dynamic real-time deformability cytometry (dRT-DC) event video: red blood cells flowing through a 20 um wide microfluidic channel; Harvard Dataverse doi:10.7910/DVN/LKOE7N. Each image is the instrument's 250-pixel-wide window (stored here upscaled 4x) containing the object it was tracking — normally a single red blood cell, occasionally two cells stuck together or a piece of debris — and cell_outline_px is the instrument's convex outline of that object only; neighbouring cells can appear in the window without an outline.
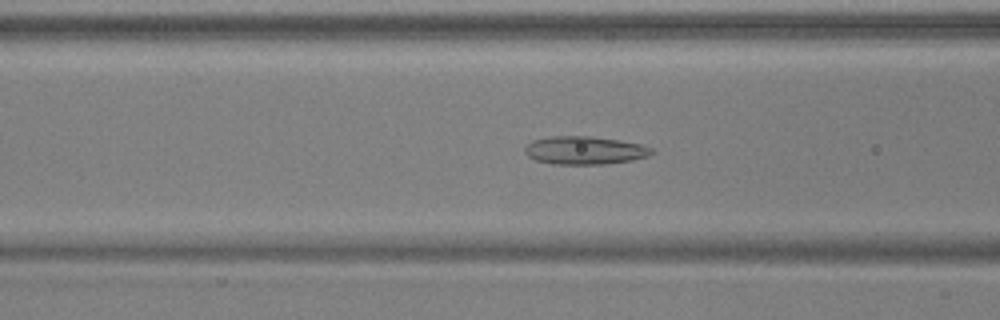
{"species": "common noctule bat (a hibernating species)", "species_latin": "Nyctalus noctula", "temperature_condition": "warm", "stored_images_in_passage": 52, "camera_frame_rate_fps": 3000, "um_per_image_px": 0.085, "animal": {"sex": "male", "body_mass_g": 17.9, "forearm_length_mm": 54.2}, "frame": {"image": 1, "passage_image": 21, "time_ms": 6.667, "image_size_px": [1000, 320], "cell_outline_px": [[656, 152], [648, 156], [632, 160], [604, 164], [552, 164], [536, 160], [528, 156], [524, 152], [524, 148], [532, 140], [552, 136], [588, 136], [620, 140], [640, 144], [652, 148]], "centroid_in_image_um": [49.7, 12.78], "position_along_channel_um": 116.9, "area_um2": 20.81}}
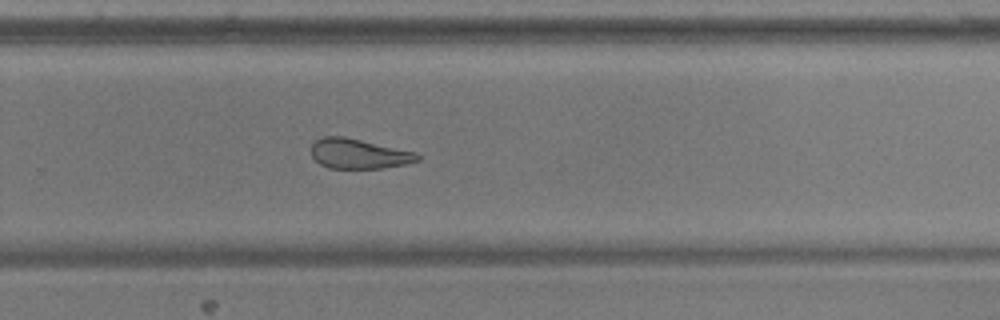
{"frame": {"image": 2, "passage_image": 35, "time_ms": 11.333, "image_size_px": [1000, 320], "cell_outline_px": [[420, 160], [404, 164], [380, 168], [328, 168], [320, 164], [312, 156], [312, 144], [316, 140], [324, 136], [344, 136], [416, 152], [420, 156]], "centroid_in_image_um": [30.48, 13.06], "position_along_channel_um": 299.3, "area_um2": 18.38}}
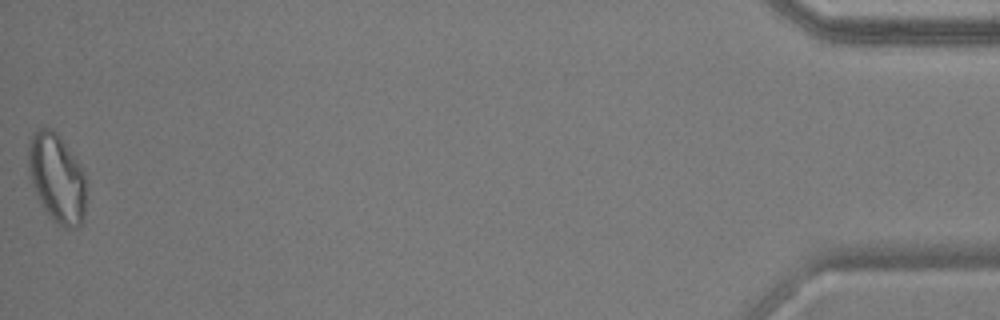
{"frame": {"image": 3, "passage_image": 52, "time_ms": 17.0, "image_size_px": [1000, 320], "cell_outline_px": [[88, 188], [84, 216], [80, 224], [76, 228], [64, 228], [40, 204], [32, 184], [28, 168], [28, 144], [32, 132], [40, 128], [52, 128], [56, 132], [76, 160], [84, 172], [88, 184]], "centroid_in_image_um": [4.85, 15.13], "position_along_channel_um": 430.3, "area_um2": 30.06}, "authors_computed_cell_mechanics": {"area_um2": 22.5998, "velocity_mm_per_s": 3.9128, "shape_relaxation_time_tau1_ms": null, "shape_relaxation_time_tau2_ms": 2.133, "deformation_change_tau1": null, "deformation_change_tau2": 0.1016}}